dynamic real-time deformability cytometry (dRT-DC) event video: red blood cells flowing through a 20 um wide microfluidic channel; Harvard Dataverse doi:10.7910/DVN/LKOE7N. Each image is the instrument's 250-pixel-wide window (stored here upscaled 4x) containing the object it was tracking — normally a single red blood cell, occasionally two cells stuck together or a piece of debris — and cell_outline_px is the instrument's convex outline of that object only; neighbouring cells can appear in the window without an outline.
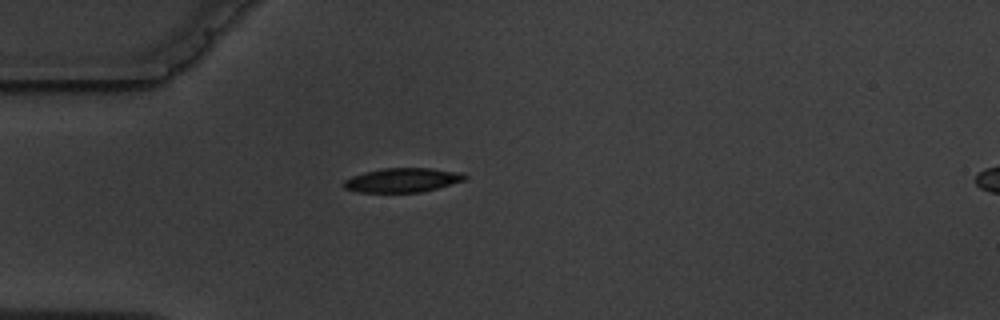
{"species": "common noctule bat (a hibernating species)", "species_latin": "Nyctalus noctula", "temperature_condition": "warm", "stored_images_in_passage": 1, "camera_frame_rate_fps": 3000, "um_per_image_px": 0.085, "animal": {"sex": "male", "body_mass_g": 19.5, "forearm_length_mm": 54.6}, "frame": {"image": 1, "passage_image": 1, "time_ms": 0.0, "image_size_px": [1000, 320], "cell_outline_px": [[468, 176], [464, 180], [436, 188], [420, 192], [356, 192], [344, 188], [340, 184], [344, 180], [352, 176], [364, 172], [384, 168], [432, 168], [464, 172]], "centroid_in_image_um": [34.19, 15.3], "position_along_channel_um": 50.8, "area_um2": 17.17}}